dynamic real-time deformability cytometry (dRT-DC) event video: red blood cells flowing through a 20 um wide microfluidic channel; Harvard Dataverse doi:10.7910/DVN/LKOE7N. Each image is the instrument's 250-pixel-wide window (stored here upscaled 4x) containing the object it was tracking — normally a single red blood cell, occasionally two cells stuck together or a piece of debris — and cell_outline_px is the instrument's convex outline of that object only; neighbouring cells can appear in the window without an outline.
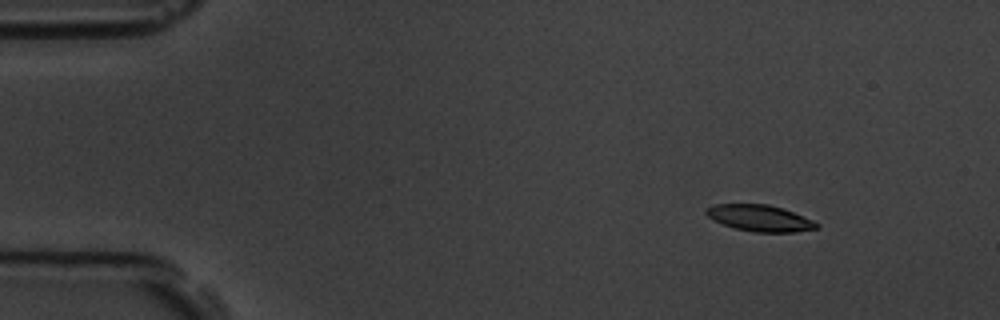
{"species": "common noctule bat (a hibernating species)", "species_latin": "Nyctalus noctula", "temperature_condition": "room temperature", "stored_images_in_passage": 4, "camera_frame_rate_fps": 3000, "um_per_image_px": 0.085, "animal": {"sex": "male", "body_mass_g": 19.5, "forearm_length_mm": 54.6}, "frame": {"image": 1, "passage_image": 1, "time_ms": 0.0, "image_size_px": [1000, 320], "cell_outline_px": [[820, 228], [796, 232], [756, 232], [736, 228], [724, 224], [708, 216], [704, 212], [708, 208], [716, 204], [768, 204], [784, 208], [812, 220], [820, 224]], "centroid_in_image_um": [64.65, 18.54], "position_along_channel_um": 20.3, "area_um2": 16.82}}
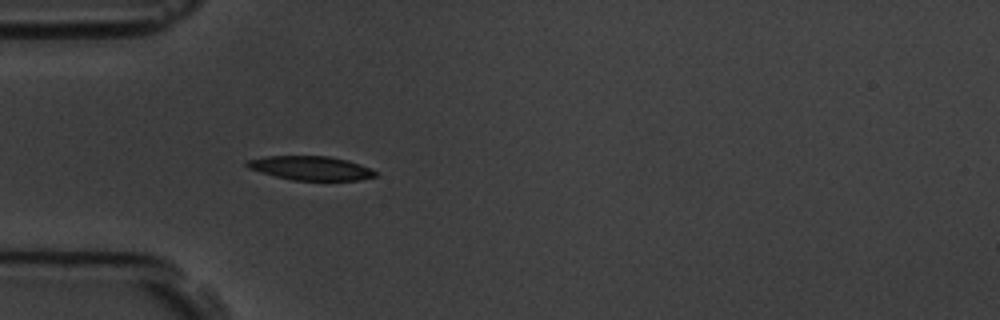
{"frame": {"image": 2, "passage_image": 4, "time_ms": 3.333, "image_size_px": [1000, 320], "cell_outline_px": [[376, 176], [360, 180], [292, 180], [276, 176], [248, 168], [244, 164], [248, 160], [264, 156], [328, 156], [348, 160], [360, 164], [376, 172]], "centroid_in_image_um": [26.4, 14.28], "position_along_channel_um": 58.6, "area_um2": 17.8}}